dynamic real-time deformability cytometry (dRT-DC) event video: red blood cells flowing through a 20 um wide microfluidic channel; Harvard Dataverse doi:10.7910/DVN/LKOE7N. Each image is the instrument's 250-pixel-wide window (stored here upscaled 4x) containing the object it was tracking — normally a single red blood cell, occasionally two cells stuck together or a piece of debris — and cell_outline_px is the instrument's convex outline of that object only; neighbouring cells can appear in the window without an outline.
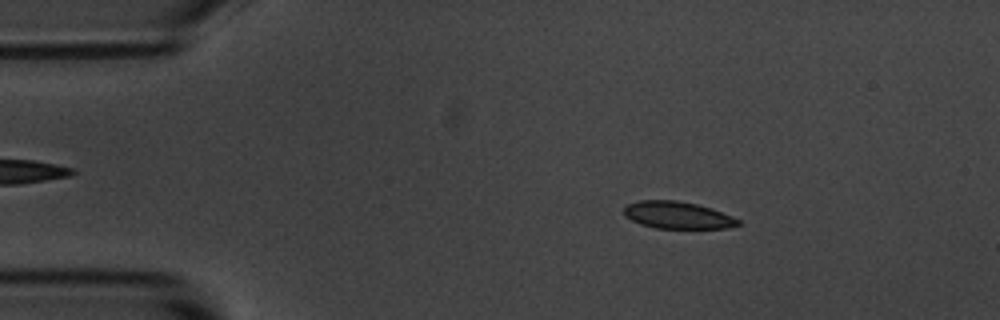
{"species": "common noctule bat (a hibernating species)", "species_latin": "Nyctalus noctula", "temperature_condition": "room temperature", "stored_images_in_passage": 54, "camera_frame_rate_fps": 3000, "um_per_image_px": 0.085, "animal": {"sex": "male", "body_mass_g": 20.1, "forearm_length_mm": 53.5}, "frame": {"image": 1, "passage_image": 8, "time_ms": 2.333, "image_size_px": [1000, 320], "cell_outline_px": [[740, 224], [728, 228], [656, 228], [640, 224], [624, 216], [624, 208], [628, 204], [640, 200], [676, 200], [696, 204], [712, 208], [732, 216], [740, 220]], "centroid_in_image_um": [57.59, 18.28], "position_along_channel_um": 27.4, "area_um2": 18.03}}
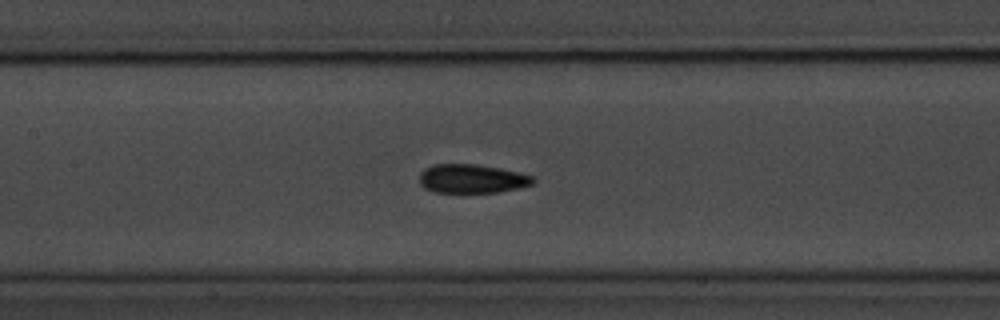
{"frame": {"image": 2, "passage_image": 24, "time_ms": 7.667, "image_size_px": [1000, 320], "cell_outline_px": [[536, 180], [532, 184], [500, 192], [432, 192], [424, 188], [420, 184], [420, 172], [424, 168], [432, 164], [476, 164], [500, 168], [536, 176]], "centroid_in_image_um": [40.1, 15.18], "position_along_channel_um": 167.3, "area_um2": 19.25}}
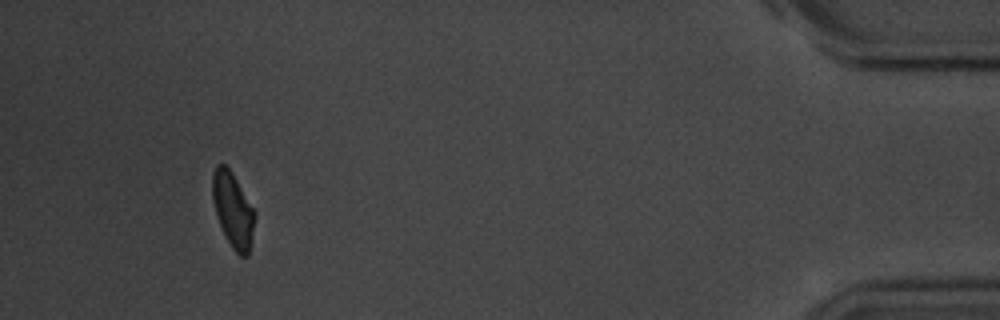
{"frame": {"image": 3, "passage_image": 50, "time_ms": 16.333, "image_size_px": [1000, 320], "cell_outline_px": [[256, 216], [248, 256], [240, 256], [232, 248], [220, 224], [212, 200], [212, 176], [216, 164], [224, 164], [232, 172], [256, 212]], "centroid_in_image_um": [19.81, 17.82], "position_along_channel_um": 415.4, "area_um2": 18.32}, "authors_computed_cell_mechanics": {"area_um2": 19.1318, "velocity_mm_per_s": 3.6558, "shape_relaxation_time_tau1_ms": 2.5142, "shape_relaxation_time_tau2_ms": 1.3747, "deformation_change_tau1": 0.1211, "deformation_change_tau2": 0.0691}}